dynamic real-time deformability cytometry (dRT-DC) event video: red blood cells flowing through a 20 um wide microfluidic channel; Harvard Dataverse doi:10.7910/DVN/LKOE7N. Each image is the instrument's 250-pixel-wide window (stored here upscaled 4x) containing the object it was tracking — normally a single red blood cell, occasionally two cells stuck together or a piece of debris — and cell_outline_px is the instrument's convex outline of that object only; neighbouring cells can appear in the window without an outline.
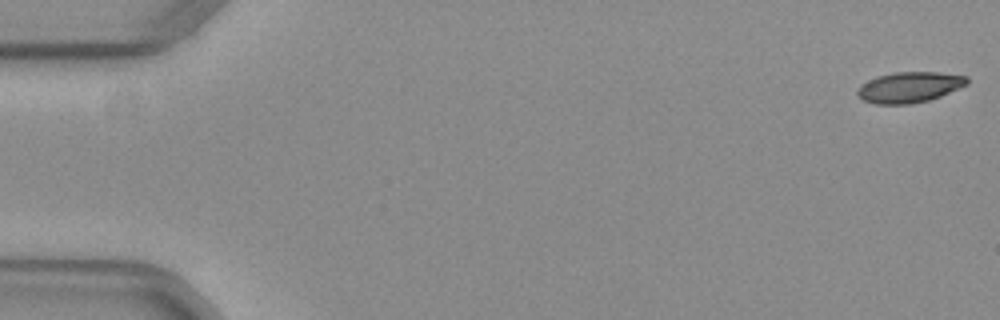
{"species": "common noctule bat (a hibernating species)", "species_latin": "Nyctalus noctula", "temperature_condition": "warm", "stored_images_in_passage": 52, "camera_frame_rate_fps": 3000, "um_per_image_px": 0.085, "animal": {"sex": "female", "body_mass_g": 29.2, "forearm_length_mm": 56.3}, "frame": {"image": 1, "passage_image": 1, "time_ms": 0.0, "image_size_px": [1000, 320], "cell_outline_px": [[968, 84], [940, 96], [928, 100], [912, 104], [876, 104], [864, 100], [856, 92], [860, 84], [876, 76], [892, 72], [936, 72], [968, 76]], "centroid_in_image_um": [77.29, 7.4], "position_along_channel_um": 7.7, "area_um2": 19.59}}
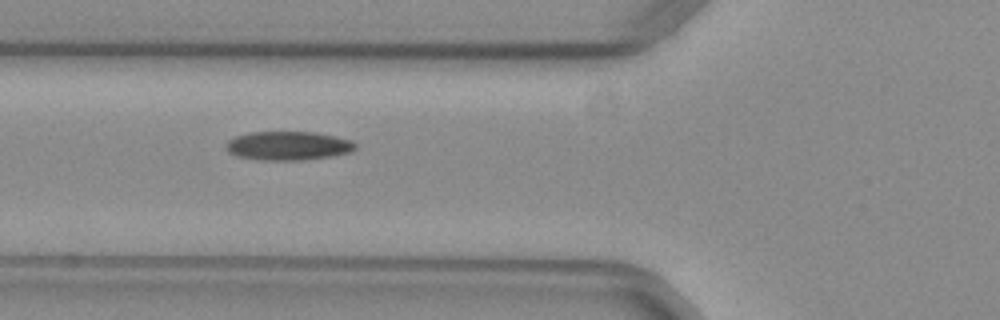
{"frame": {"image": 2, "passage_image": 20, "time_ms": 6.333, "image_size_px": [1000, 320], "cell_outline_px": [[356, 148], [348, 152], [332, 156], [300, 160], [260, 160], [236, 156], [228, 152], [224, 148], [224, 144], [228, 140], [236, 136], [248, 132], [316, 132], [336, 136], [352, 140], [356, 144]], "centroid_in_image_um": [24.45, 12.38], "position_along_channel_um": 101.3, "area_um2": 21.91}}
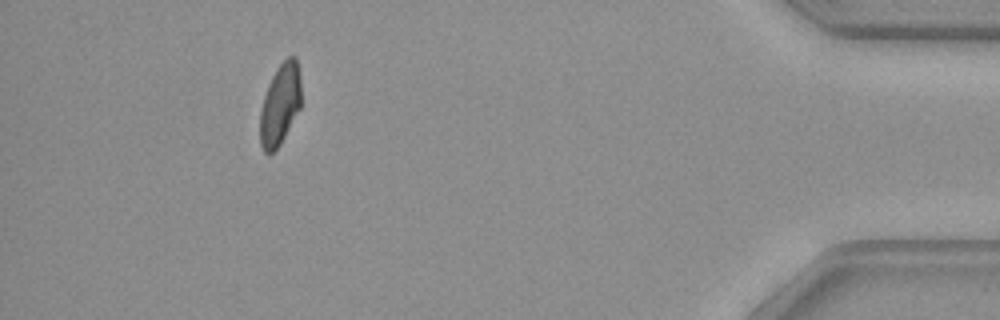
{"frame": {"image": 3, "passage_image": 48, "time_ms": 15.667, "image_size_px": [1000, 320], "cell_outline_px": [[300, 108], [280, 144], [272, 152], [264, 152], [260, 144], [260, 112], [264, 96], [268, 84], [276, 68], [288, 56], [296, 56], [300, 76]], "centroid_in_image_um": [23.8, 8.85], "position_along_channel_um": 411.4, "area_um2": 19.31}, "authors_computed_cell_mechanics": {"area_um2": 20.8658, "velocity_mm_per_s": 3.9915, "shape_relaxation_time_tau1_ms": null, "shape_relaxation_time_tau2_ms": 4.0492, "deformation_change_tau1": null, "deformation_change_tau2": 0.1017}}